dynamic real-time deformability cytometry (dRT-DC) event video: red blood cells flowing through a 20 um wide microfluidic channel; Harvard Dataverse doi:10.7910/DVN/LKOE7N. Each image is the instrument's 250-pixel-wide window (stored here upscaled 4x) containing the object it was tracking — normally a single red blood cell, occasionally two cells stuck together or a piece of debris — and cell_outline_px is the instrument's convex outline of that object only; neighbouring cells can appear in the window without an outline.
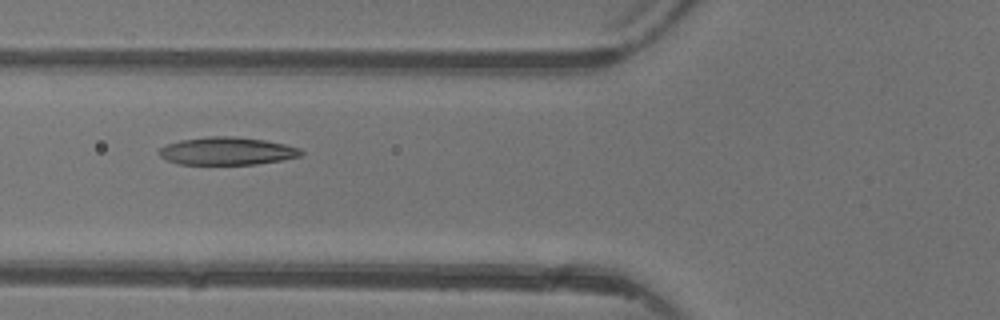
{"species": "common noctule bat (a hibernating species)", "species_latin": "Nyctalus noctula", "temperature_condition": "warm", "stored_images_in_passage": 6, "camera_frame_rate_fps": 3000, "um_per_image_px": 0.085, "animal": {"sex": "female"}, "frame": {"image": 1, "passage_image": 6, "time_ms": 5.667, "image_size_px": [1000, 320], "cell_outline_px": [[304, 152], [300, 156], [280, 160], [256, 164], [180, 164], [168, 160], [160, 156], [156, 152], [160, 148], [168, 144], [180, 140], [208, 136], [232, 136], [264, 140], [284, 144], [300, 148]], "centroid_in_image_um": [19.28, 12.83], "position_along_channel_um": 106.5, "area_um2": 22.83}}